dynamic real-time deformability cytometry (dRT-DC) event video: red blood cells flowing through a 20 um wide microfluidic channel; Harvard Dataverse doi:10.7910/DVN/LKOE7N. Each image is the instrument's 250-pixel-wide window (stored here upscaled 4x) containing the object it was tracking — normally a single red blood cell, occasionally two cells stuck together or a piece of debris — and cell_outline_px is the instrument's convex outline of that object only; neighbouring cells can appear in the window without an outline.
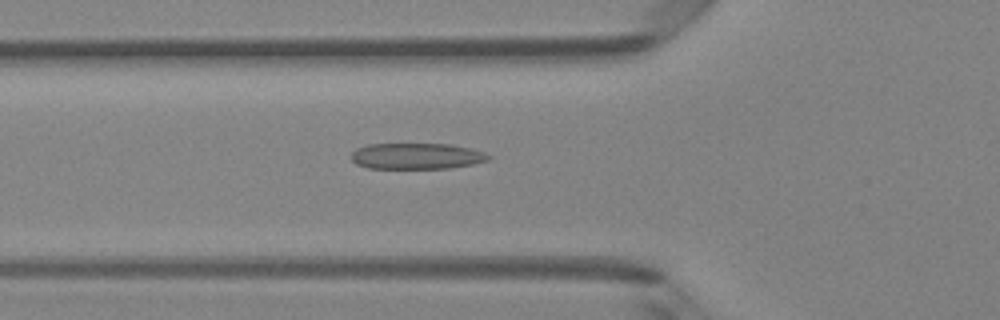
{"species": "Egyptian fruit bat (a non-hibernating species)", "species_latin": "Rousettus aegyptiacus", "temperature_condition": "room temperature", "stored_images_in_passage": 49, "camera_frame_rate_fps": 3000, "um_per_image_px": 0.085, "animal": {"sex": "female"}, "frame": {"image": 1, "passage_image": 17, "time_ms": 5.333, "image_size_px": [1000, 320], "cell_outline_px": [[492, 156], [488, 160], [472, 164], [448, 168], [368, 168], [356, 164], [352, 160], [352, 152], [356, 148], [368, 144], [452, 144], [472, 148], [484, 152]], "centroid_in_image_um": [35.42, 13.26], "position_along_channel_um": 90.4, "area_um2": 20.87}}
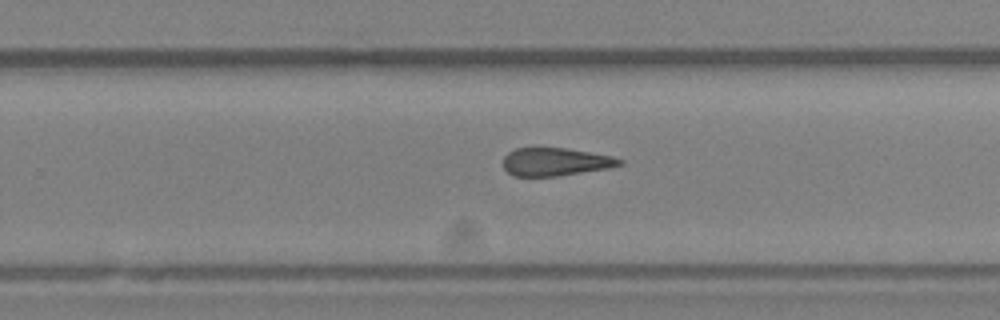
{"frame": {"image": 2, "passage_image": 31, "time_ms": 10.0, "image_size_px": [1000, 320], "cell_outline_px": [[624, 164], [608, 168], [556, 176], [512, 176], [504, 168], [504, 156], [508, 152], [516, 148], [568, 148], [612, 156], [624, 160]], "centroid_in_image_um": [47.22, 13.75], "position_along_channel_um": 282.6, "area_um2": 18.96}}
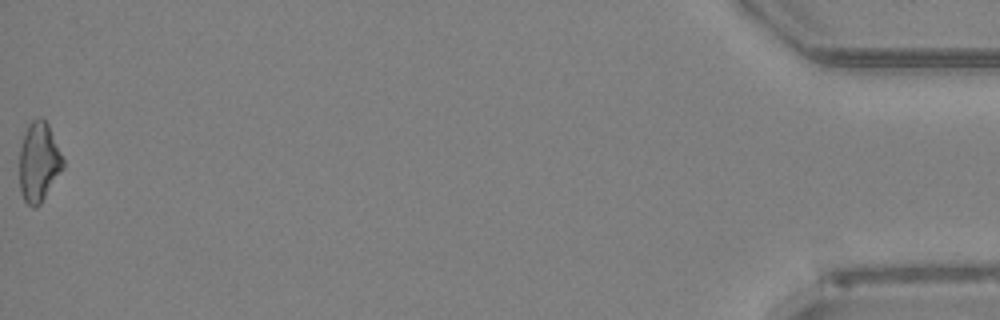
{"frame": {"image": 3, "passage_image": 49, "time_ms": 16.0, "image_size_px": [1000, 320], "cell_outline_px": [[64, 168], [40, 204], [36, 208], [32, 208], [24, 200], [20, 192], [20, 148], [28, 124], [36, 116], [40, 116], [48, 124], [64, 160]], "centroid_in_image_um": [3.3, 13.78], "position_along_channel_um": 431.9, "area_um2": 20.17}, "authors_computed_cell_mechanics": {"area_um2": 20.5768, "velocity_mm_per_s": 4.1227, "shape_relaxation_time_tau1_ms": null, "shape_relaxation_time_tau2_ms": 2.2213, "deformation_change_tau1": null, "deformation_change_tau2": 0.1278}}